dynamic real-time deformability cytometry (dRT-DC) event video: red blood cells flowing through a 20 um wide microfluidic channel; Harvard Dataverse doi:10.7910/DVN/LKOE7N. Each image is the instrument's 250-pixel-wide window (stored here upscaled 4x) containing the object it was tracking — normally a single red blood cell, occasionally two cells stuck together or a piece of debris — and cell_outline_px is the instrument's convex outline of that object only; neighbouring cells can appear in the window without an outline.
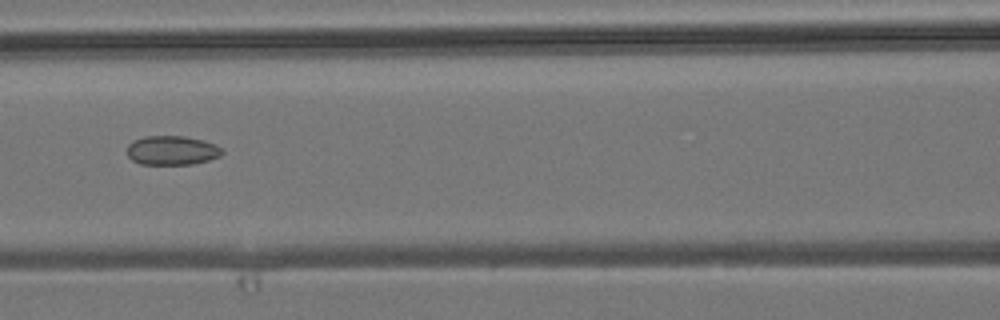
{"species": "common noctule bat (a hibernating species)", "species_latin": "Nyctalus noctula", "temperature_condition": "room temperature", "stored_images_in_passage": 5, "camera_frame_rate_fps": 3000, "um_per_image_px": 0.085, "animal": {"sex": "male", "body_mass_g": 19.2, "forearm_length_mm": 51.8}, "frame": {"image": 1, "passage_image": 5, "time_ms": 4.333, "image_size_px": [1000, 320], "cell_outline_px": [[224, 152], [220, 156], [208, 160], [192, 164], [140, 164], [132, 160], [128, 156], [128, 144], [132, 140], [144, 136], [184, 136], [204, 140], [216, 144], [224, 148]], "centroid_in_image_um": [14.64, 12.77], "position_along_channel_um": 152.0, "area_um2": 16.36}}